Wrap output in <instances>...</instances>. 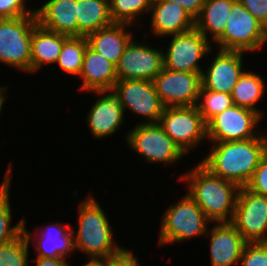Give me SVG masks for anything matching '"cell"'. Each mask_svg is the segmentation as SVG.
<instances>
[{
	"label": "cell",
	"instance_id": "obj_15",
	"mask_svg": "<svg viewBox=\"0 0 267 266\" xmlns=\"http://www.w3.org/2000/svg\"><path fill=\"white\" fill-rule=\"evenodd\" d=\"M243 54L244 52L240 51L219 50L206 73L204 71L201 74V87L230 94L245 72L242 68Z\"/></svg>",
	"mask_w": 267,
	"mask_h": 266
},
{
	"label": "cell",
	"instance_id": "obj_13",
	"mask_svg": "<svg viewBox=\"0 0 267 266\" xmlns=\"http://www.w3.org/2000/svg\"><path fill=\"white\" fill-rule=\"evenodd\" d=\"M152 82L165 107L196 106L201 88L200 73L163 68Z\"/></svg>",
	"mask_w": 267,
	"mask_h": 266
},
{
	"label": "cell",
	"instance_id": "obj_21",
	"mask_svg": "<svg viewBox=\"0 0 267 266\" xmlns=\"http://www.w3.org/2000/svg\"><path fill=\"white\" fill-rule=\"evenodd\" d=\"M126 26L131 28L130 24L113 23L90 33L86 36L88 46L116 66L133 37L130 31H126Z\"/></svg>",
	"mask_w": 267,
	"mask_h": 266
},
{
	"label": "cell",
	"instance_id": "obj_7",
	"mask_svg": "<svg viewBox=\"0 0 267 266\" xmlns=\"http://www.w3.org/2000/svg\"><path fill=\"white\" fill-rule=\"evenodd\" d=\"M126 140L132 150L152 164H173L186 155L159 123H137Z\"/></svg>",
	"mask_w": 267,
	"mask_h": 266
},
{
	"label": "cell",
	"instance_id": "obj_38",
	"mask_svg": "<svg viewBox=\"0 0 267 266\" xmlns=\"http://www.w3.org/2000/svg\"><path fill=\"white\" fill-rule=\"evenodd\" d=\"M36 266H69L65 258H44L34 259Z\"/></svg>",
	"mask_w": 267,
	"mask_h": 266
},
{
	"label": "cell",
	"instance_id": "obj_1",
	"mask_svg": "<svg viewBox=\"0 0 267 266\" xmlns=\"http://www.w3.org/2000/svg\"><path fill=\"white\" fill-rule=\"evenodd\" d=\"M213 149L200 163L211 173L246 187L267 152V136L259 134L243 141L213 142Z\"/></svg>",
	"mask_w": 267,
	"mask_h": 266
},
{
	"label": "cell",
	"instance_id": "obj_22",
	"mask_svg": "<svg viewBox=\"0 0 267 266\" xmlns=\"http://www.w3.org/2000/svg\"><path fill=\"white\" fill-rule=\"evenodd\" d=\"M68 36L43 28L39 23L33 28L31 38V72L46 64H56L63 42Z\"/></svg>",
	"mask_w": 267,
	"mask_h": 266
},
{
	"label": "cell",
	"instance_id": "obj_5",
	"mask_svg": "<svg viewBox=\"0 0 267 266\" xmlns=\"http://www.w3.org/2000/svg\"><path fill=\"white\" fill-rule=\"evenodd\" d=\"M207 222L202 209L186 193L182 200L169 207L164 213L158 242L160 245L181 242L196 236L209 233Z\"/></svg>",
	"mask_w": 267,
	"mask_h": 266
},
{
	"label": "cell",
	"instance_id": "obj_11",
	"mask_svg": "<svg viewBox=\"0 0 267 266\" xmlns=\"http://www.w3.org/2000/svg\"><path fill=\"white\" fill-rule=\"evenodd\" d=\"M172 37L164 52V68L202 74L199 61L212 51L211 42L195 28Z\"/></svg>",
	"mask_w": 267,
	"mask_h": 266
},
{
	"label": "cell",
	"instance_id": "obj_17",
	"mask_svg": "<svg viewBox=\"0 0 267 266\" xmlns=\"http://www.w3.org/2000/svg\"><path fill=\"white\" fill-rule=\"evenodd\" d=\"M211 266H233L242 256L247 241L230 222H220L210 229Z\"/></svg>",
	"mask_w": 267,
	"mask_h": 266
},
{
	"label": "cell",
	"instance_id": "obj_28",
	"mask_svg": "<svg viewBox=\"0 0 267 266\" xmlns=\"http://www.w3.org/2000/svg\"><path fill=\"white\" fill-rule=\"evenodd\" d=\"M14 240L0 246V266H28L29 240L33 236L26 230Z\"/></svg>",
	"mask_w": 267,
	"mask_h": 266
},
{
	"label": "cell",
	"instance_id": "obj_39",
	"mask_svg": "<svg viewBox=\"0 0 267 266\" xmlns=\"http://www.w3.org/2000/svg\"><path fill=\"white\" fill-rule=\"evenodd\" d=\"M11 166L10 168L7 170L5 178L3 180V182L0 185V199L8 192L10 191V183H11Z\"/></svg>",
	"mask_w": 267,
	"mask_h": 266
},
{
	"label": "cell",
	"instance_id": "obj_33",
	"mask_svg": "<svg viewBox=\"0 0 267 266\" xmlns=\"http://www.w3.org/2000/svg\"><path fill=\"white\" fill-rule=\"evenodd\" d=\"M246 187L254 193L267 197V152L261 158Z\"/></svg>",
	"mask_w": 267,
	"mask_h": 266
},
{
	"label": "cell",
	"instance_id": "obj_16",
	"mask_svg": "<svg viewBox=\"0 0 267 266\" xmlns=\"http://www.w3.org/2000/svg\"><path fill=\"white\" fill-rule=\"evenodd\" d=\"M93 93L99 94L100 97L87 114L88 127H90L89 129L96 139L111 136L124 122L121 97L114 89Z\"/></svg>",
	"mask_w": 267,
	"mask_h": 266
},
{
	"label": "cell",
	"instance_id": "obj_12",
	"mask_svg": "<svg viewBox=\"0 0 267 266\" xmlns=\"http://www.w3.org/2000/svg\"><path fill=\"white\" fill-rule=\"evenodd\" d=\"M115 67L118 80L153 81L164 68V52L132 38Z\"/></svg>",
	"mask_w": 267,
	"mask_h": 266
},
{
	"label": "cell",
	"instance_id": "obj_32",
	"mask_svg": "<svg viewBox=\"0 0 267 266\" xmlns=\"http://www.w3.org/2000/svg\"><path fill=\"white\" fill-rule=\"evenodd\" d=\"M240 261L241 266H267V242H247Z\"/></svg>",
	"mask_w": 267,
	"mask_h": 266
},
{
	"label": "cell",
	"instance_id": "obj_25",
	"mask_svg": "<svg viewBox=\"0 0 267 266\" xmlns=\"http://www.w3.org/2000/svg\"><path fill=\"white\" fill-rule=\"evenodd\" d=\"M78 37L113 24L109 0H77Z\"/></svg>",
	"mask_w": 267,
	"mask_h": 266
},
{
	"label": "cell",
	"instance_id": "obj_27",
	"mask_svg": "<svg viewBox=\"0 0 267 266\" xmlns=\"http://www.w3.org/2000/svg\"><path fill=\"white\" fill-rule=\"evenodd\" d=\"M88 42L85 36L68 37L63 42L57 64L67 74L80 75Z\"/></svg>",
	"mask_w": 267,
	"mask_h": 266
},
{
	"label": "cell",
	"instance_id": "obj_36",
	"mask_svg": "<svg viewBox=\"0 0 267 266\" xmlns=\"http://www.w3.org/2000/svg\"><path fill=\"white\" fill-rule=\"evenodd\" d=\"M166 2L177 3L183 7L188 14L195 20L201 11L206 0H162Z\"/></svg>",
	"mask_w": 267,
	"mask_h": 266
},
{
	"label": "cell",
	"instance_id": "obj_26",
	"mask_svg": "<svg viewBox=\"0 0 267 266\" xmlns=\"http://www.w3.org/2000/svg\"><path fill=\"white\" fill-rule=\"evenodd\" d=\"M264 81L265 79L253 73V71H245L230 93L233 103L239 107L252 110L263 117V113L256 108V104L265 93Z\"/></svg>",
	"mask_w": 267,
	"mask_h": 266
},
{
	"label": "cell",
	"instance_id": "obj_35",
	"mask_svg": "<svg viewBox=\"0 0 267 266\" xmlns=\"http://www.w3.org/2000/svg\"><path fill=\"white\" fill-rule=\"evenodd\" d=\"M239 2L267 29V0H239Z\"/></svg>",
	"mask_w": 267,
	"mask_h": 266
},
{
	"label": "cell",
	"instance_id": "obj_8",
	"mask_svg": "<svg viewBox=\"0 0 267 266\" xmlns=\"http://www.w3.org/2000/svg\"><path fill=\"white\" fill-rule=\"evenodd\" d=\"M158 123L187 155L207 139V124L196 106L165 107Z\"/></svg>",
	"mask_w": 267,
	"mask_h": 266
},
{
	"label": "cell",
	"instance_id": "obj_37",
	"mask_svg": "<svg viewBox=\"0 0 267 266\" xmlns=\"http://www.w3.org/2000/svg\"><path fill=\"white\" fill-rule=\"evenodd\" d=\"M133 254V251L127 250L118 258L102 261V266H140L137 257Z\"/></svg>",
	"mask_w": 267,
	"mask_h": 266
},
{
	"label": "cell",
	"instance_id": "obj_19",
	"mask_svg": "<svg viewBox=\"0 0 267 266\" xmlns=\"http://www.w3.org/2000/svg\"><path fill=\"white\" fill-rule=\"evenodd\" d=\"M150 12V27L157 36L167 37L184 33L195 26V20L177 3L152 0Z\"/></svg>",
	"mask_w": 267,
	"mask_h": 266
},
{
	"label": "cell",
	"instance_id": "obj_9",
	"mask_svg": "<svg viewBox=\"0 0 267 266\" xmlns=\"http://www.w3.org/2000/svg\"><path fill=\"white\" fill-rule=\"evenodd\" d=\"M230 223L247 242H267V197L241 187Z\"/></svg>",
	"mask_w": 267,
	"mask_h": 266
},
{
	"label": "cell",
	"instance_id": "obj_4",
	"mask_svg": "<svg viewBox=\"0 0 267 266\" xmlns=\"http://www.w3.org/2000/svg\"><path fill=\"white\" fill-rule=\"evenodd\" d=\"M38 24L36 11L18 18H0V62L31 72V38Z\"/></svg>",
	"mask_w": 267,
	"mask_h": 266
},
{
	"label": "cell",
	"instance_id": "obj_29",
	"mask_svg": "<svg viewBox=\"0 0 267 266\" xmlns=\"http://www.w3.org/2000/svg\"><path fill=\"white\" fill-rule=\"evenodd\" d=\"M231 94L200 88L196 108L207 123L212 117L232 106Z\"/></svg>",
	"mask_w": 267,
	"mask_h": 266
},
{
	"label": "cell",
	"instance_id": "obj_30",
	"mask_svg": "<svg viewBox=\"0 0 267 266\" xmlns=\"http://www.w3.org/2000/svg\"><path fill=\"white\" fill-rule=\"evenodd\" d=\"M151 3L152 0H109L112 21L134 26L136 17L140 16V13L148 12Z\"/></svg>",
	"mask_w": 267,
	"mask_h": 266
},
{
	"label": "cell",
	"instance_id": "obj_10",
	"mask_svg": "<svg viewBox=\"0 0 267 266\" xmlns=\"http://www.w3.org/2000/svg\"><path fill=\"white\" fill-rule=\"evenodd\" d=\"M261 119L256 112L233 104L206 123L207 139L230 142L255 138L261 133L255 132Z\"/></svg>",
	"mask_w": 267,
	"mask_h": 266
},
{
	"label": "cell",
	"instance_id": "obj_3",
	"mask_svg": "<svg viewBox=\"0 0 267 266\" xmlns=\"http://www.w3.org/2000/svg\"><path fill=\"white\" fill-rule=\"evenodd\" d=\"M78 231L73 234L75 250L82 251L92 261L120 257L128 249L113 243V231L107 215L91 195L82 200L78 211Z\"/></svg>",
	"mask_w": 267,
	"mask_h": 266
},
{
	"label": "cell",
	"instance_id": "obj_23",
	"mask_svg": "<svg viewBox=\"0 0 267 266\" xmlns=\"http://www.w3.org/2000/svg\"><path fill=\"white\" fill-rule=\"evenodd\" d=\"M62 225L63 223L58 222L49 224L45 226L43 233H39L41 237L35 246L37 257L66 259L69 252L75 250L73 240L75 231L70 229L69 225Z\"/></svg>",
	"mask_w": 267,
	"mask_h": 266
},
{
	"label": "cell",
	"instance_id": "obj_20",
	"mask_svg": "<svg viewBox=\"0 0 267 266\" xmlns=\"http://www.w3.org/2000/svg\"><path fill=\"white\" fill-rule=\"evenodd\" d=\"M83 83L81 90L99 92L113 89L118 81L115 65L88 45L83 58L82 70L79 75Z\"/></svg>",
	"mask_w": 267,
	"mask_h": 266
},
{
	"label": "cell",
	"instance_id": "obj_6",
	"mask_svg": "<svg viewBox=\"0 0 267 266\" xmlns=\"http://www.w3.org/2000/svg\"><path fill=\"white\" fill-rule=\"evenodd\" d=\"M225 31L216 41L220 50L254 52L267 43V29L239 2H233Z\"/></svg>",
	"mask_w": 267,
	"mask_h": 266
},
{
	"label": "cell",
	"instance_id": "obj_14",
	"mask_svg": "<svg viewBox=\"0 0 267 266\" xmlns=\"http://www.w3.org/2000/svg\"><path fill=\"white\" fill-rule=\"evenodd\" d=\"M113 89L121 97L123 110L146 119L143 123H158L165 106L158 96L154 84L148 80H118Z\"/></svg>",
	"mask_w": 267,
	"mask_h": 266
},
{
	"label": "cell",
	"instance_id": "obj_24",
	"mask_svg": "<svg viewBox=\"0 0 267 266\" xmlns=\"http://www.w3.org/2000/svg\"><path fill=\"white\" fill-rule=\"evenodd\" d=\"M235 0H206L199 16L195 19L194 28L208 40L211 35L216 42L224 33L227 17Z\"/></svg>",
	"mask_w": 267,
	"mask_h": 266
},
{
	"label": "cell",
	"instance_id": "obj_41",
	"mask_svg": "<svg viewBox=\"0 0 267 266\" xmlns=\"http://www.w3.org/2000/svg\"><path fill=\"white\" fill-rule=\"evenodd\" d=\"M83 266H102V261L88 260V262Z\"/></svg>",
	"mask_w": 267,
	"mask_h": 266
},
{
	"label": "cell",
	"instance_id": "obj_40",
	"mask_svg": "<svg viewBox=\"0 0 267 266\" xmlns=\"http://www.w3.org/2000/svg\"><path fill=\"white\" fill-rule=\"evenodd\" d=\"M7 86H5V87H0V112H1V110H2V108H3V104H4V101H5V99H6V94H5V92L7 91V88H6ZM6 89V90H5ZM5 94V95H4Z\"/></svg>",
	"mask_w": 267,
	"mask_h": 266
},
{
	"label": "cell",
	"instance_id": "obj_18",
	"mask_svg": "<svg viewBox=\"0 0 267 266\" xmlns=\"http://www.w3.org/2000/svg\"><path fill=\"white\" fill-rule=\"evenodd\" d=\"M35 11L43 28L68 37H78L77 0H48Z\"/></svg>",
	"mask_w": 267,
	"mask_h": 266
},
{
	"label": "cell",
	"instance_id": "obj_2",
	"mask_svg": "<svg viewBox=\"0 0 267 266\" xmlns=\"http://www.w3.org/2000/svg\"><path fill=\"white\" fill-rule=\"evenodd\" d=\"M188 182L187 193L212 222H231L240 187L211 173L201 163L180 176Z\"/></svg>",
	"mask_w": 267,
	"mask_h": 266
},
{
	"label": "cell",
	"instance_id": "obj_34",
	"mask_svg": "<svg viewBox=\"0 0 267 266\" xmlns=\"http://www.w3.org/2000/svg\"><path fill=\"white\" fill-rule=\"evenodd\" d=\"M34 12L26 8V0H0V18H18Z\"/></svg>",
	"mask_w": 267,
	"mask_h": 266
},
{
	"label": "cell",
	"instance_id": "obj_31",
	"mask_svg": "<svg viewBox=\"0 0 267 266\" xmlns=\"http://www.w3.org/2000/svg\"><path fill=\"white\" fill-rule=\"evenodd\" d=\"M9 192L0 199V246L18 238L24 232V223H26L22 218L15 226H11Z\"/></svg>",
	"mask_w": 267,
	"mask_h": 266
}]
</instances>
